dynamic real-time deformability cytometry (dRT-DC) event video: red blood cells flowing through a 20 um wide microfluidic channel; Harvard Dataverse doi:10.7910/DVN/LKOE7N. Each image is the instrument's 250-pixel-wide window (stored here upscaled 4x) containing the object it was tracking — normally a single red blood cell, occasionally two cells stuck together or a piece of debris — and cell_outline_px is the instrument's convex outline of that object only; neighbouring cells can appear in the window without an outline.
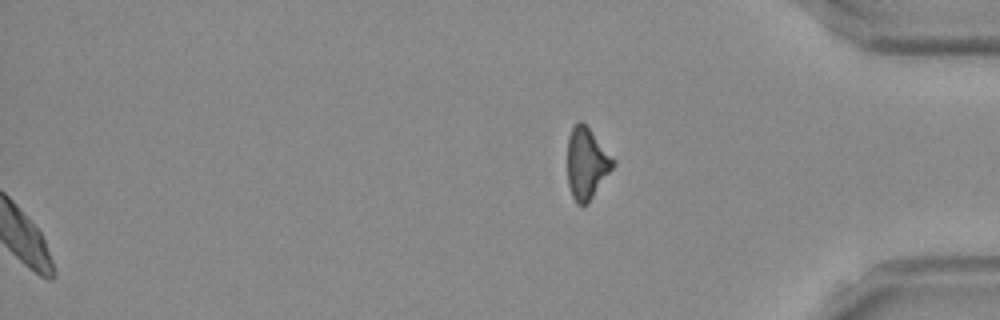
{"species": "Egyptian fruit bat (a non-hibernating species)", "species_latin": "Rousettus aegyptiacus", "temperature_condition": "room temperature", "stored_images_in_passage": 49, "segment_of_instrument_passage": [2, 2], "camera_frame_rate_fps": 3000, "um_per_image_px": 0.085, "frame": {"image": 1, "passage_image": 49, "time_ms": 16.0, "image_size_px": [1000, 320], "cell_outline_px": [[616, 164], [588, 204], [576, 204], [572, 196], [568, 184], [568, 136], [576, 120], [580, 120], [588, 128], [616, 160]], "centroid_in_image_um": [49.87, 13.9], "position_along_channel_um": 385.3, "area_um2": 19.02}}